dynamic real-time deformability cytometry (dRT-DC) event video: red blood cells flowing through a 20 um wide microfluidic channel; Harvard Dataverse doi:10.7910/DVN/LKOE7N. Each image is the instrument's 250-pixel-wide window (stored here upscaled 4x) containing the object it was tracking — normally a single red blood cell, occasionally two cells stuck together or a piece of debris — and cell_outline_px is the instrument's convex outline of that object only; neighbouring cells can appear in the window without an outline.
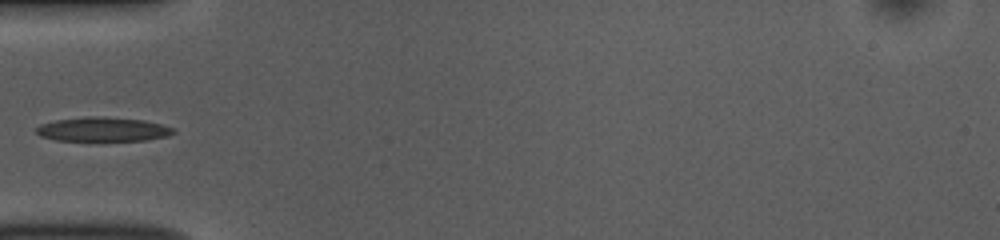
{"species": "common noctule bat (a hibernating species)", "species_latin": "Nyctalus noctula", "temperature_condition": "room temperature", "stored_images_in_passage": 36, "camera_frame_rate_fps": 3000, "um_per_image_px": 0.085, "animal": {"sex": "female", "body_mass_g": 10.0, "forearm_length_mm": 53.1}, "frame": {"image": 1, "passage_image": 1, "time_ms": 0.0, "image_size_px": [1000, 240], "cell_outline_px": [[176, 132], [168, 136], [148, 140], [56, 140], [40, 136], [36, 132], [36, 128], [40, 124], [56, 120], [88, 116], [104, 116], [144, 120], [176, 128]], "centroid_in_image_um": [8.78, 10.98], "position_along_channel_um": 76.2, "area_um2": 19.36}}
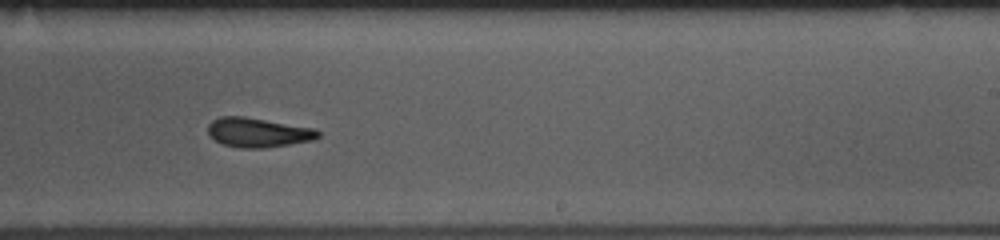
{"frame": {"image": 2, "passage_image": 16, "time_ms": 5.0, "image_size_px": [1000, 240], "cell_outline_px": [[320, 136], [312, 140], [264, 148], [240, 148], [224, 144], [216, 140], [208, 132], [208, 124], [212, 120], [220, 116], [244, 116], [316, 128], [320, 132]], "centroid_in_image_um": [21.95, 11.25], "position_along_channel_um": 267.1, "area_um2": 18.84}}
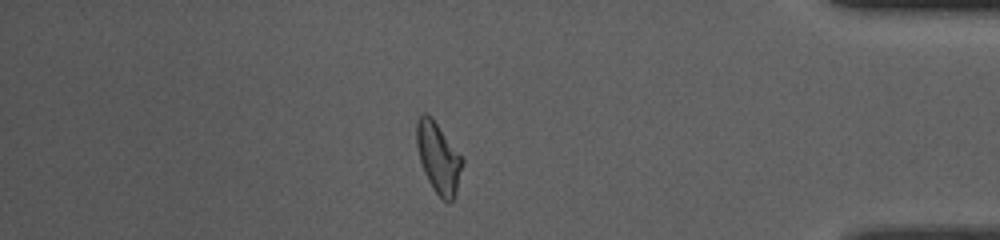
{"frame": {"image": 3, "passage_image": 29, "time_ms": 9.333, "image_size_px": [1000, 240], "cell_outline_px": [[464, 164], [456, 196], [448, 204], [432, 188], [424, 172], [420, 160], [416, 144], [416, 120], [424, 112], [428, 112], [432, 116], [464, 160]], "centroid_in_image_um": [37.27, 13.4], "position_along_channel_um": 397.9, "area_um2": 19.07}}